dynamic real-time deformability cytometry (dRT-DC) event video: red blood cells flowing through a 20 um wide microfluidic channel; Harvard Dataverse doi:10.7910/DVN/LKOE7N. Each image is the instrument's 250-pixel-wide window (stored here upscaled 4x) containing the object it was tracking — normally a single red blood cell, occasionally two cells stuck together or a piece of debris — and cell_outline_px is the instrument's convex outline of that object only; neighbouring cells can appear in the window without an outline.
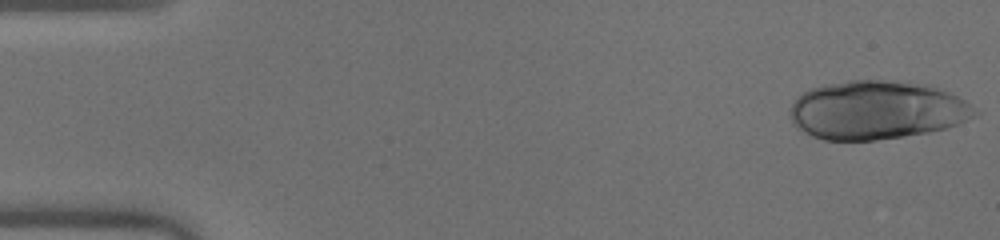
{"species": "human", "species_latin": "Homo sapiens", "temperature_condition": "warm", "stored_images_in_passage": 49, "camera_frame_rate_fps": 3000, "um_per_image_px": 0.085, "donor": {"sex": "male"}, "frame": {"image": 1, "passage_image": 1, "time_ms": 0.0, "image_size_px": [1000, 240], "cell_outline_px": [[980, 112], [976, 116], [948, 128], [928, 132], [904, 136], [876, 140], [824, 140], [812, 136], [796, 128], [788, 112], [788, 108], [796, 96], [808, 88], [824, 84], [848, 80], [884, 80], [924, 84], [948, 92], [964, 100]], "centroid_in_image_um": [74.46, 9.36], "position_along_channel_um": 10.5, "area_um2": 63.52}}
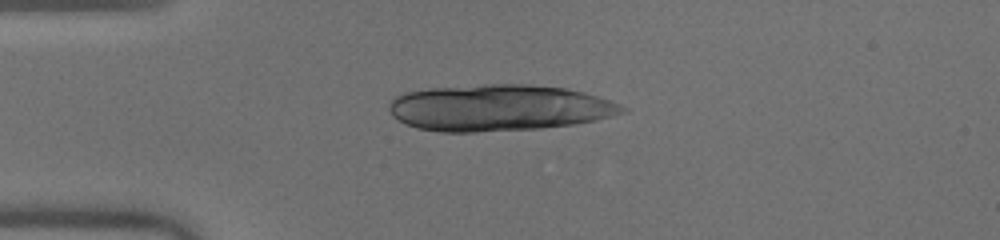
{"frame": {"image": 2, "passage_image": 12, "time_ms": 3.667, "image_size_px": [1000, 240], "cell_outline_px": [[628, 108], [624, 112], [596, 120], [572, 124], [540, 128], [476, 132], [440, 132], [416, 128], [404, 124], [392, 116], [388, 108], [388, 104], [396, 96], [404, 92], [432, 88], [484, 84], [528, 84], [568, 88], [584, 92], [620, 104]], "centroid_in_image_um": [42.36, 9.16], "position_along_channel_um": 42.6, "area_um2": 63.18}}